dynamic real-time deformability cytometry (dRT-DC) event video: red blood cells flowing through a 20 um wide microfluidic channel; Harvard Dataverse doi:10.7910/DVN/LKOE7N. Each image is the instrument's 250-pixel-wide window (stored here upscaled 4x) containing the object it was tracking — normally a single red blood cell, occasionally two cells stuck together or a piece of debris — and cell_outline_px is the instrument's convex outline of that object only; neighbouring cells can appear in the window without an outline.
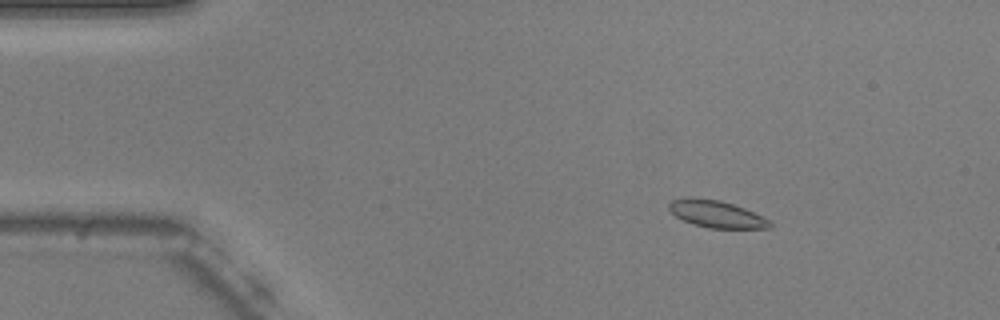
{"species": "common noctule bat (a hibernating species)", "species_latin": "Nyctalus noctula", "temperature_condition": "warm", "stored_images_in_passage": 55, "camera_frame_rate_fps": 3000, "um_per_image_px": 0.085, "animal": {"sex": "male", "body_mass_g": 20.5, "forearm_length_mm": 52.5}, "frame": {"image": 1, "passage_image": 8, "time_ms": 2.333, "image_size_px": [1000, 320], "cell_outline_px": [[772, 228], [708, 228], [692, 224], [676, 216], [668, 208], [668, 204], [672, 200], [720, 200], [744, 208], [772, 220]], "centroid_in_image_um": [61.0, 18.24], "position_along_channel_um": 24.0, "area_um2": 15.37}}
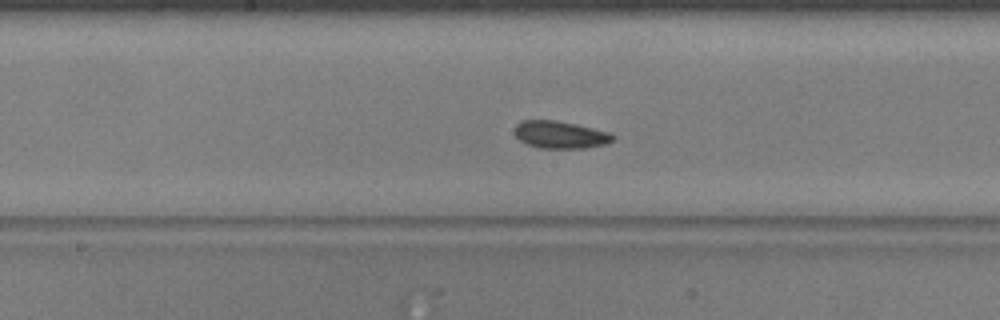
{"frame": {"image": 2, "passage_image": 28, "time_ms": 9.0, "image_size_px": [1000, 320], "cell_outline_px": [[616, 136], [612, 140], [604, 144], [584, 148], [536, 148], [520, 140], [516, 136], [516, 124], [520, 120], [556, 120], [576, 124], [612, 132]], "centroid_in_image_um": [47.64, 11.44], "position_along_channel_um": 200.6, "area_um2": 15.72}}
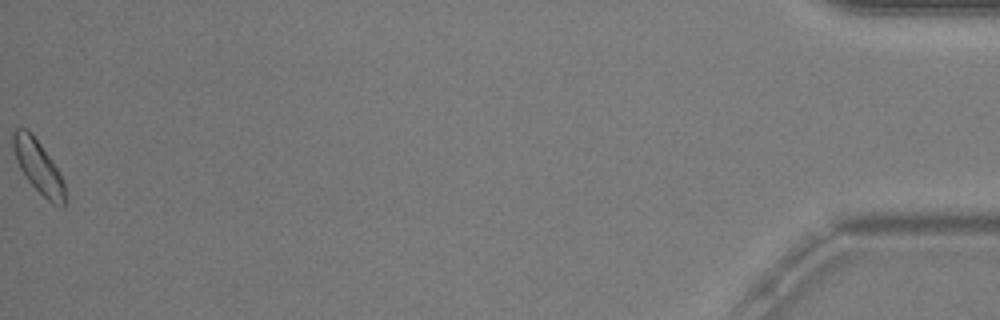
{"frame": {"image": 3, "passage_image": 55, "time_ms": 18.0, "image_size_px": [1000, 320], "cell_outline_px": [[64, 208], [52, 204], [24, 176], [16, 160], [12, 148], [12, 132], [16, 128], [28, 128], [32, 132], [56, 168], [64, 184]], "centroid_in_image_um": [3.2, 14.12], "position_along_channel_um": 432.0, "area_um2": 15.66}, "authors_computed_cell_mechanics": {"area_um2": 15.6638, "velocity_mm_per_s": 3.7048, "shape_relaxation_time_tau1_ms": 1.9957, "shape_relaxation_time_tau2_ms": null, "deformation_change_tau1": 0.066, "deformation_change_tau2": null}}